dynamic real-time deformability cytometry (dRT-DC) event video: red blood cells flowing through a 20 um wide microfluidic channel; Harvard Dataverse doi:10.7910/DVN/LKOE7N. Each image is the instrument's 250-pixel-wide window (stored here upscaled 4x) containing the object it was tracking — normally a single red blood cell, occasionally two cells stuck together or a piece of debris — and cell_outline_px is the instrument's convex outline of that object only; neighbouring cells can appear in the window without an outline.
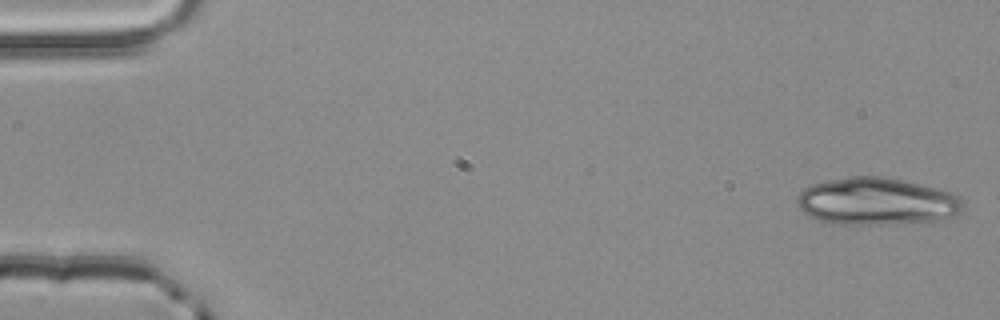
{"species": "common noctule bat (a hibernating species)", "species_latin": "Nyctalus noctula", "temperature_condition": "room temperature", "stored_images_in_passage": 4, "camera_frame_rate_fps": 3000, "um_per_image_px": 0.085, "animal": {"sex": "male", "body_mass_g": 20.4}, "frame": {"image": 1, "passage_image": 1, "time_ms": 0.0, "image_size_px": [1000, 320], "cell_outline_px": [[964, 208], [960, 212], [952, 216], [940, 220], [884, 224], [832, 224], [820, 220], [804, 212], [796, 204], [796, 196], [804, 188], [812, 184], [828, 180], [848, 176], [880, 176], [904, 180], [952, 192], [960, 196], [964, 200]], "centroid_in_image_um": [74.53, 17.11], "position_along_channel_um": 10.5, "area_um2": 45.95}}